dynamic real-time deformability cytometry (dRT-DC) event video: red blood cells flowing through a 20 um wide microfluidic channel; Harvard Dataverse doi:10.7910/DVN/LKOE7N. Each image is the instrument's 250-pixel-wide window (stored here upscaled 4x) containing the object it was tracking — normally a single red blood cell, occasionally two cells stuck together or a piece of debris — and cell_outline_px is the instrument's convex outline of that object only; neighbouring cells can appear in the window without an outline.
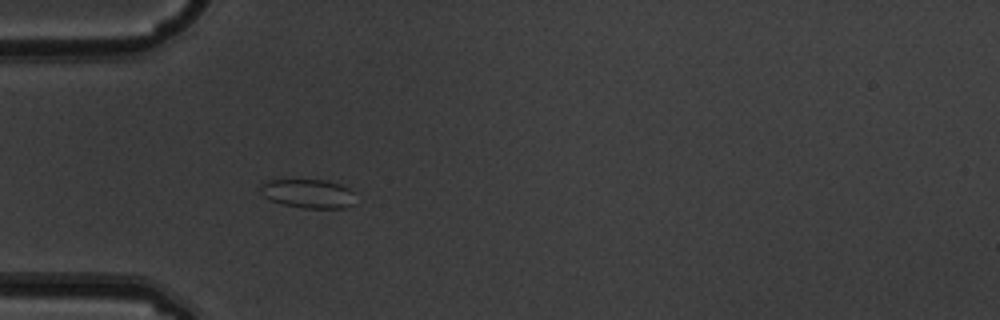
{"species": "common noctule bat (a hibernating species)", "species_latin": "Nyctalus noctula", "temperature_condition": "warm", "stored_images_in_passage": 5, "camera_frame_rate_fps": 3000, "um_per_image_px": 0.085, "animal": {"sex": "male", "body_mass_g": 19.5, "forearm_length_mm": 54.6}, "frame": {"image": 1, "passage_image": 5, "time_ms": 1.333, "image_size_px": [1000, 320], "cell_outline_px": [[352, 204], [344, 208], [304, 208], [284, 204], [272, 200], [264, 196], [260, 192], [260, 184], [264, 180], [328, 180], [340, 184], [348, 188], [352, 192]], "centroid_in_image_um": [26.15, 16.44], "position_along_channel_um": 58.9, "area_um2": 15.84}}